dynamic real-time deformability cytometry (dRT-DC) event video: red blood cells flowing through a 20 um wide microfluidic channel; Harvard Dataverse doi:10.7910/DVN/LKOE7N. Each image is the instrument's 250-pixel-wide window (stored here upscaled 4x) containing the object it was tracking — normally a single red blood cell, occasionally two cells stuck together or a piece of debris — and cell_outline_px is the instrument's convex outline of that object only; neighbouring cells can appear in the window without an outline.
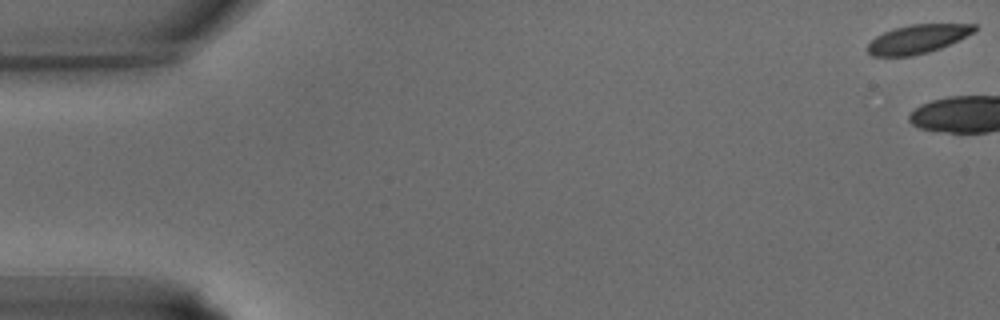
{"species": "common noctule bat (a hibernating species)", "species_latin": "Nyctalus noctula", "temperature_condition": "warm", "stored_images_in_passage": 4, "camera_frame_rate_fps": 3000, "um_per_image_px": 0.085, "animal": {"sex": "male", "body_mass_g": 15.6}, "frame": {"image": 1, "passage_image": 1, "time_ms": 0.0, "image_size_px": [1000, 320], "cell_outline_px": [[976, 32], [940, 48], [928, 52], [912, 56], [872, 56], [868, 52], [868, 44], [876, 36], [884, 32], [908, 24], [976, 24]], "centroid_in_image_um": [78.02, 3.31], "position_along_channel_um": 7.0, "area_um2": 17.8}}